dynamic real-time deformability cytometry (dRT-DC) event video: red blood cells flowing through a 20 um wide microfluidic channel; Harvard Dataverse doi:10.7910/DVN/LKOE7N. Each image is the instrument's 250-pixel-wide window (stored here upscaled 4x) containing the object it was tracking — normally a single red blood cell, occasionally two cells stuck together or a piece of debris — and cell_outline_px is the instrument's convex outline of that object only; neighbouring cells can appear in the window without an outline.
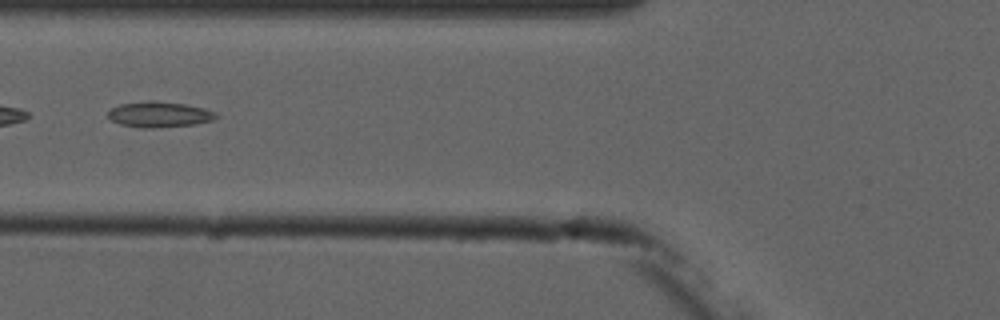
{"species": "common noctule bat (a hibernating species)", "species_latin": "Nyctalus noctula", "temperature_condition": "cold", "stored_images_in_passage": 4, "camera_frame_rate_fps": 3000, "um_per_image_px": 0.085, "animal": {"sex": "male", "forearm_length_mm": 52.5}, "frame": {"image": 1, "passage_image": 4, "time_ms": 4.667, "image_size_px": [1000, 320], "cell_outline_px": [[220, 116], [212, 120], [192, 124], [152, 128], [144, 128], [120, 124], [112, 120], [108, 116], [108, 112], [112, 108], [120, 104], [148, 100], [152, 100], [188, 104], [204, 108], [216, 112]], "centroid_in_image_um": [13.56, 9.71], "position_along_channel_um": 112.2, "area_um2": 16.13}}